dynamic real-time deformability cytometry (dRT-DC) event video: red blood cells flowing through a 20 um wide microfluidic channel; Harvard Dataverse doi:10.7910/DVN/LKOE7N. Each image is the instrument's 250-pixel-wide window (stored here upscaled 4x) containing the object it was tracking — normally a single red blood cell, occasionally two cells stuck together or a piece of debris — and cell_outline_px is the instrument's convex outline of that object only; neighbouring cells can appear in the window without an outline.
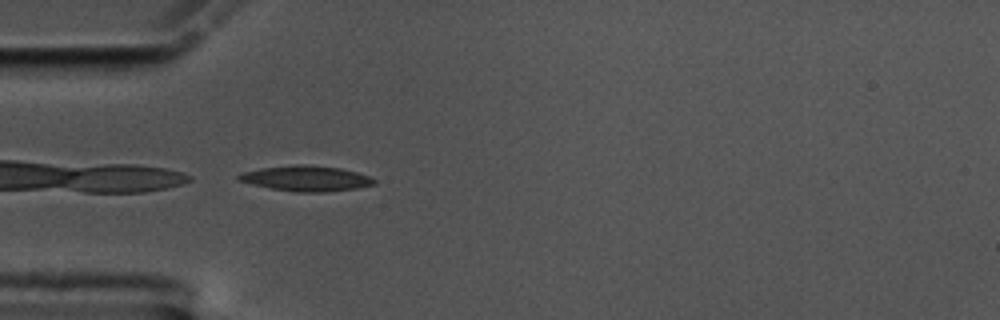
{"species": "common noctule bat (a hibernating species)", "species_latin": "Nyctalus noctula", "temperature_condition": "cold", "stored_images_in_passage": 22, "camera_frame_rate_fps": 3000, "um_per_image_px": 0.085, "animal": {"sex": "male", "body_mass_g": 17.5, "forearm_length_mm": 52.3}, "frame": {"image": 1, "passage_image": 1, "time_ms": 0.0, "image_size_px": [1000, 320], "cell_outline_px": [[376, 184], [356, 188], [324, 192], [296, 192], [272, 188], [252, 184], [236, 180], [236, 176], [240, 172], [260, 168], [296, 164], [308, 164], [340, 168], [356, 172], [368, 176], [376, 180]], "centroid_in_image_um": [25.98, 15.16], "position_along_channel_um": 59.0, "area_um2": 20.11}}
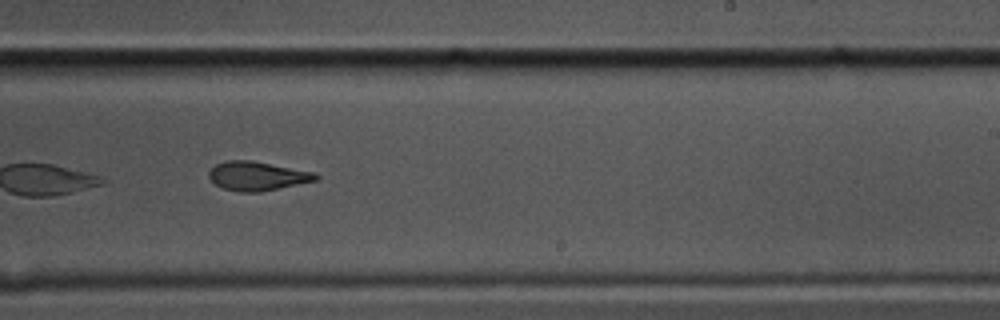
{"frame": {"image": 2, "passage_image": 19, "time_ms": 6.0, "image_size_px": [1000, 320], "cell_outline_px": [[320, 176], [316, 180], [260, 192], [240, 192], [224, 188], [216, 184], [208, 176], [208, 172], [216, 164], [228, 160], [252, 160], [312, 172]], "centroid_in_image_um": [21.84, 14.96], "position_along_channel_um": 267.2, "area_um2": 17.74}}